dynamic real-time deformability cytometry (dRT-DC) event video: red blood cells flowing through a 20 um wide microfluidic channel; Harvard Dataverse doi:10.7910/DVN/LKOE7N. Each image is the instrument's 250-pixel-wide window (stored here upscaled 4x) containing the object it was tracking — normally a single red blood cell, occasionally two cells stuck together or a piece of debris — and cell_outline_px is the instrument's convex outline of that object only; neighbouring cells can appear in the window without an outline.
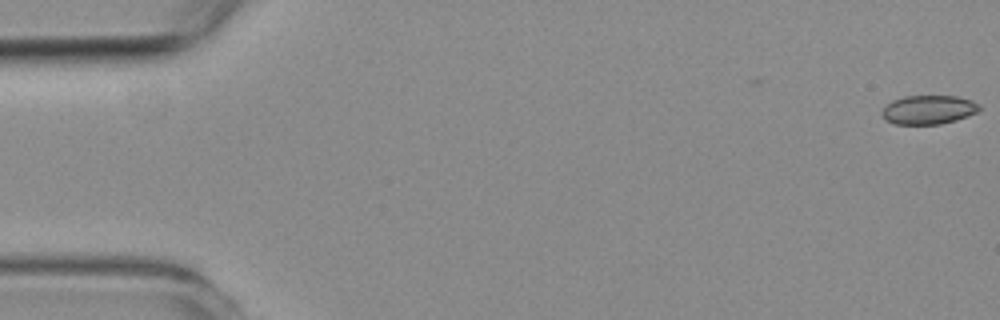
{"species": "common noctule bat (a hibernating species)", "species_latin": "Nyctalus noctula", "temperature_condition": "room temperature", "stored_images_in_passage": 20, "camera_frame_rate_fps": 3000, "um_per_image_px": 0.085, "animal": {"sex": "female", "body_mass_g": 19.3, "forearm_length_mm": 54.1}, "frame": {"image": 1, "passage_image": 1, "time_ms": 0.0, "image_size_px": [1000, 320], "cell_outline_px": [[980, 108], [976, 112], [968, 116], [956, 120], [940, 124], [896, 124], [888, 120], [880, 112], [892, 100], [904, 96], [956, 96], [972, 100], [980, 104]], "centroid_in_image_um": [78.95, 9.32], "position_along_channel_um": 6.0, "area_um2": 16.3}}
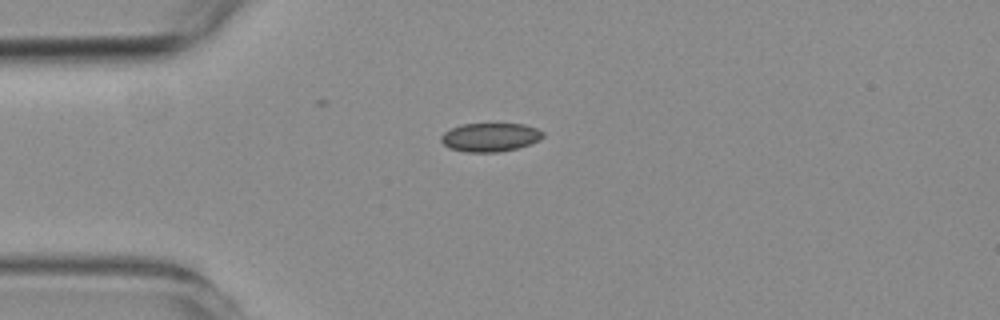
{"frame": {"image": 2, "passage_image": 14, "time_ms": 4.333, "image_size_px": [1000, 320], "cell_outline_px": [[544, 136], [528, 144], [516, 148], [500, 152], [464, 152], [448, 148], [440, 140], [440, 136], [444, 132], [452, 128], [464, 124], [524, 124], [536, 128], [544, 132]], "centroid_in_image_um": [41.63, 11.67], "position_along_channel_um": 43.4, "area_um2": 16.88}}
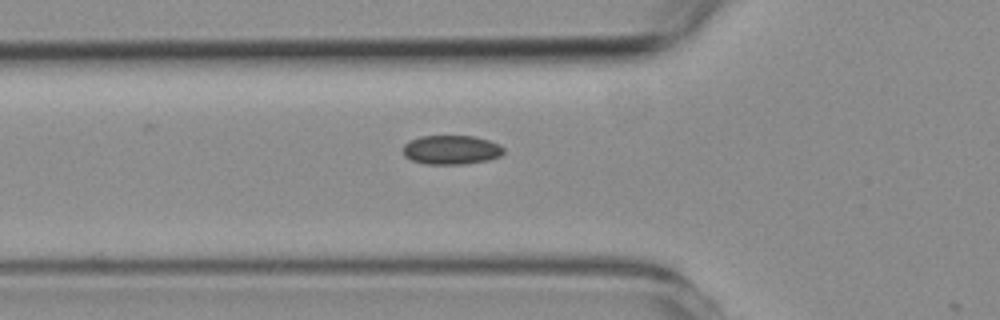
{"frame": {"image": 3, "passage_image": 19, "time_ms": 6.0, "image_size_px": [1000, 320], "cell_outline_px": [[504, 152], [500, 156], [488, 160], [464, 164], [424, 164], [412, 160], [404, 156], [404, 144], [420, 136], [472, 136], [488, 140], [500, 144], [504, 148]], "centroid_in_image_um": [38.38, 12.74], "position_along_channel_um": 87.4, "area_um2": 17.05}}